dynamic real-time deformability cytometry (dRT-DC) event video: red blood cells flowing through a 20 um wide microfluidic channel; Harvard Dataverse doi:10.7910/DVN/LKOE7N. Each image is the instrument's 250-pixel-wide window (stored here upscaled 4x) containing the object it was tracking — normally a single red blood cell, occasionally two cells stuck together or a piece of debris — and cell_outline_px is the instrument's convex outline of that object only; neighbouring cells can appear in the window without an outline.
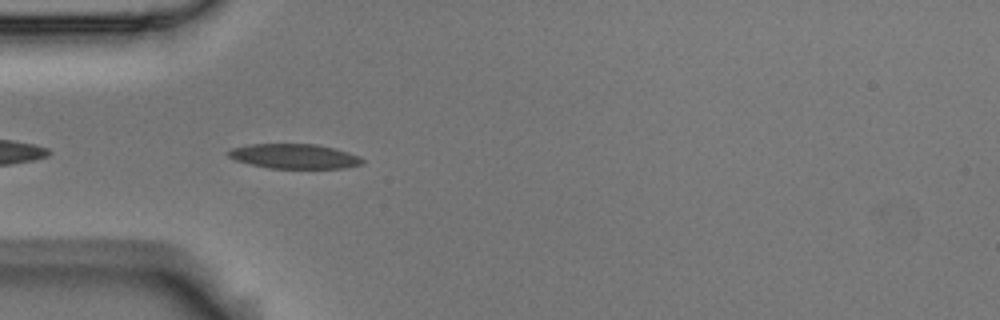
{"species": "Egyptian fruit bat (a non-hibernating species)", "species_latin": "Rousettus aegyptiacus", "temperature_condition": "room temperature", "stored_images_in_passage": 12, "camera_frame_rate_fps": 3000, "um_per_image_px": 0.085, "animal": {"sex": "male"}, "frame": {"image": 1, "passage_image": 3, "time_ms": 0.667, "image_size_px": [1000, 320], "cell_outline_px": [[364, 164], [344, 168], [272, 168], [252, 164], [236, 160], [228, 156], [228, 152], [232, 148], [248, 144], [316, 144], [348, 152], [360, 156], [364, 160]], "centroid_in_image_um": [25.05, 13.28], "position_along_channel_um": 59.9, "area_um2": 19.13}}
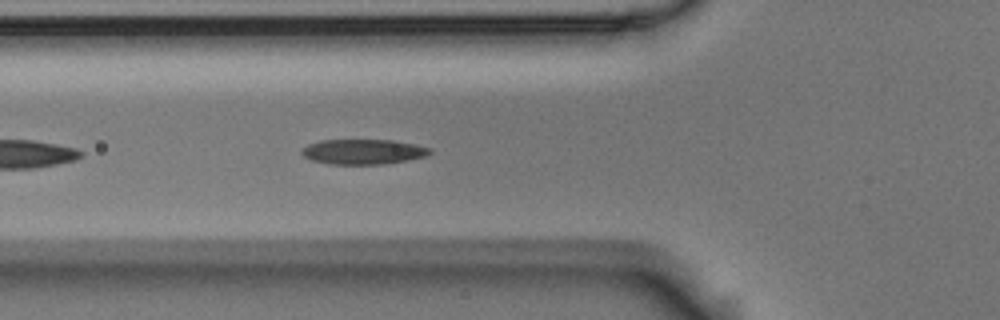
{"frame": {"image": 2, "passage_image": 6, "time_ms": 1.667, "image_size_px": [1000, 320], "cell_outline_px": [[432, 152], [428, 156], [408, 160], [384, 164], [328, 164], [312, 160], [304, 156], [300, 152], [308, 144], [320, 140], [392, 140], [416, 144], [432, 148]], "centroid_in_image_um": [30.91, 12.89], "position_along_channel_um": 94.9, "area_um2": 18.84}}
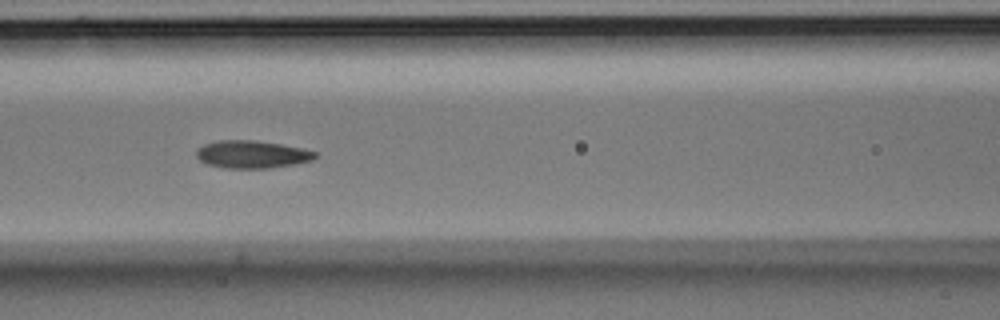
{"frame": {"image": 3, "passage_image": 10, "time_ms": 3.0, "image_size_px": [1000, 320], "cell_outline_px": [[316, 156], [312, 160], [296, 164], [272, 168], [224, 168], [208, 164], [200, 160], [196, 156], [196, 148], [204, 144], [216, 140], [252, 140], [280, 144], [300, 148], [316, 152]], "centroid_in_image_um": [21.38, 13.12], "position_along_channel_um": 145.2, "area_um2": 19.13}}